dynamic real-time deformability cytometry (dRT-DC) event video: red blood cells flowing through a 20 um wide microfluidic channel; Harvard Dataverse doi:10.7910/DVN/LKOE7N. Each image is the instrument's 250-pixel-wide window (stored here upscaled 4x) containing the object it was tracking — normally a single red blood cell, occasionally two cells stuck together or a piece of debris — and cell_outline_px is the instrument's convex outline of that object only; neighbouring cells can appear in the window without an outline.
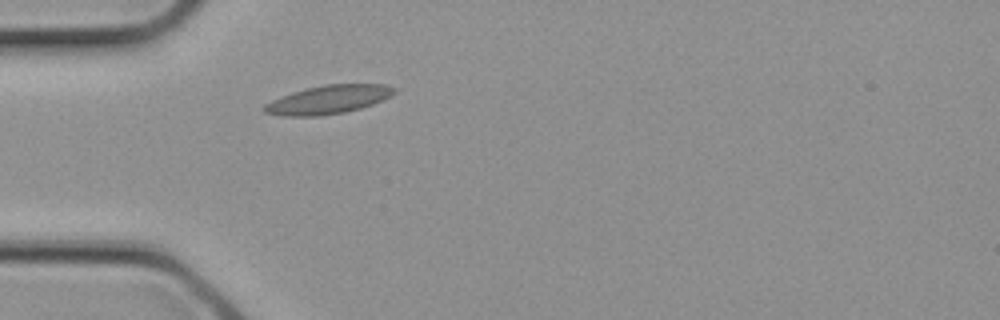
{"species": "common noctule bat (a hibernating species)", "species_latin": "Nyctalus noctula", "temperature_condition": "cold", "stored_images_in_passage": 1, "camera_frame_rate_fps": 3000, "um_per_image_px": 0.085, "animal": {"sex": "female", "body_mass_g": 21.9}, "frame": {"image": 1, "passage_image": 1, "time_ms": 0.0, "image_size_px": [1000, 320], "cell_outline_px": [[396, 92], [384, 100], [360, 108], [344, 112], [320, 116], [280, 116], [264, 112], [260, 108], [264, 104], [280, 96], [292, 92], [324, 84], [384, 84], [396, 88]], "centroid_in_image_um": [27.87, 8.47], "position_along_channel_um": 57.1, "area_um2": 21.73}}